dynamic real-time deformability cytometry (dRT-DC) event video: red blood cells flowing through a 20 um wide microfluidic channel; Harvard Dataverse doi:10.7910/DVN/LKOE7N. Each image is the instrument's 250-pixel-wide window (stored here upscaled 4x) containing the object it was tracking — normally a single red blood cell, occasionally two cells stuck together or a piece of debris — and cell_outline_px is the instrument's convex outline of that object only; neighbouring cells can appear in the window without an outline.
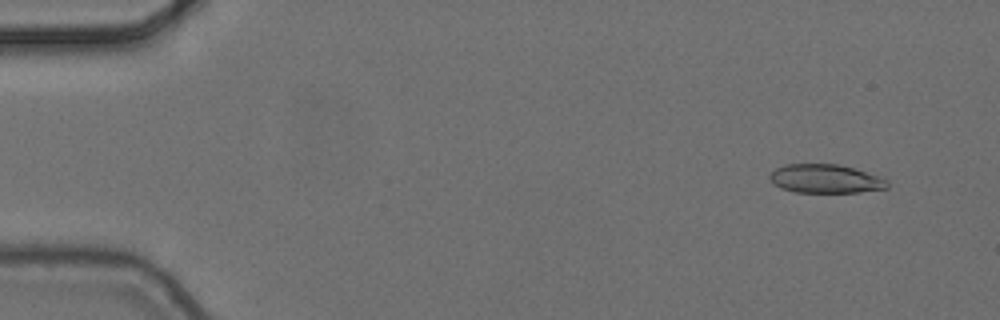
{"species": "common noctule bat (a hibernating species)", "species_latin": "Nyctalus noctula", "temperature_condition": "cold", "stored_images_in_passage": 6, "camera_frame_rate_fps": 3000, "um_per_image_px": 0.085, "animal": {"sex": "female", "body_mass_g": 24.6, "forearm_length_mm": 56.2}, "frame": {"image": 1, "passage_image": 2, "time_ms": 0.333, "image_size_px": [1000, 320], "cell_outline_px": [[888, 188], [860, 192], [796, 192], [780, 188], [768, 176], [776, 168], [784, 164], [836, 164], [852, 168], [880, 176], [888, 180]], "centroid_in_image_um": [70.18, 15.19], "position_along_channel_um": 14.8, "area_um2": 19.54}}
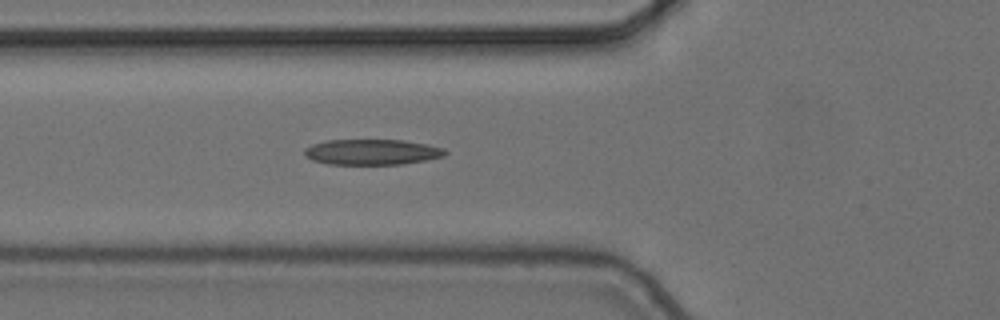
{"frame": {"image": 2, "passage_image": 6, "time_ms": 1.667, "image_size_px": [1000, 320], "cell_outline_px": [[448, 152], [444, 156], [424, 160], [400, 164], [328, 164], [312, 160], [304, 156], [304, 148], [312, 144], [324, 140], [404, 140], [428, 144], [444, 148]], "centroid_in_image_um": [31.59, 12.91], "position_along_channel_um": 94.2, "area_um2": 21.04}}